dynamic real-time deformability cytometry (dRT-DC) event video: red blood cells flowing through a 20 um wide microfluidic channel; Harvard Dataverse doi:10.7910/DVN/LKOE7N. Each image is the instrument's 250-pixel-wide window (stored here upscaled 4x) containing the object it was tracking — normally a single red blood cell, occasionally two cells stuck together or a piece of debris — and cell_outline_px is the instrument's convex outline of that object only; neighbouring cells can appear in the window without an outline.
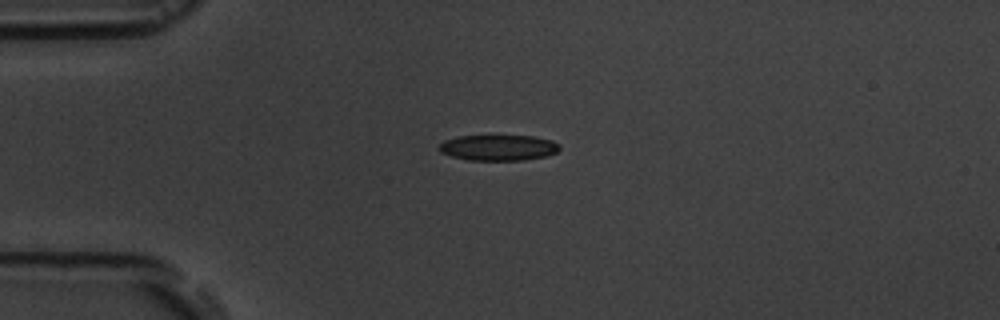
{"species": "common noctule bat (a hibernating species)", "species_latin": "Nyctalus noctula", "temperature_condition": "room temperature", "stored_images_in_passage": 2, "camera_frame_rate_fps": 3000, "um_per_image_px": 0.085, "animal": {"sex": "male", "body_mass_g": 19.5, "forearm_length_mm": 54.6}, "frame": {"image": 1, "passage_image": 1, "time_ms": 0.0, "image_size_px": [1000, 320], "cell_outline_px": [[560, 148], [556, 152], [548, 156], [524, 160], [468, 160], [452, 156], [440, 152], [440, 144], [444, 140], [460, 136], [536, 136], [552, 140], [560, 144]], "centroid_in_image_um": [42.41, 12.55], "position_along_channel_um": 42.6, "area_um2": 18.09}}